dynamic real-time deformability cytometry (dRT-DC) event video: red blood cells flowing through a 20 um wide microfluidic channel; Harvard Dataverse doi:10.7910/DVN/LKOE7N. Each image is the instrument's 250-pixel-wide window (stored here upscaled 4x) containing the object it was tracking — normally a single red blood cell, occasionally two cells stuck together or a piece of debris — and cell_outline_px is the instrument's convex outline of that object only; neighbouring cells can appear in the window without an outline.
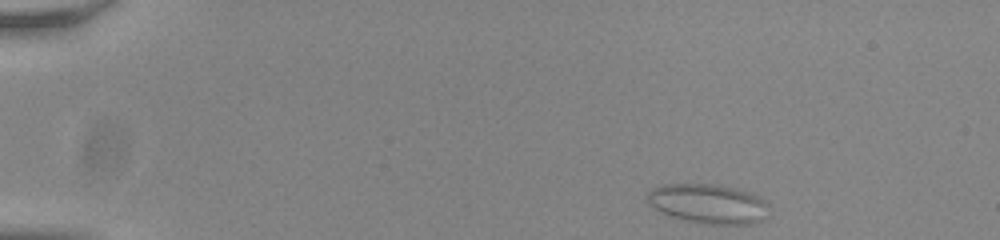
{"species": "common noctule bat (a hibernating species)", "species_latin": "Nyctalus noctula", "temperature_condition": "room temperature", "stored_images_in_passage": 48, "camera_frame_rate_fps": 3000, "um_per_image_px": 0.085, "animal": {"sex": "male", "body_mass_g": 20.0, "forearm_length_mm": 53.3}, "frame": {"image": 1, "passage_image": 1, "time_ms": 0.0, "image_size_px": [1000, 240], "cell_outline_px": [[768, 204], [764, 220], [752, 224], [712, 224], [688, 220], [672, 216], [656, 208], [648, 200], [648, 192], [652, 188], [664, 184], [712, 184], [736, 188], [748, 192], [764, 200]], "centroid_in_image_um": [60.24, 17.31], "position_along_channel_um": 24.8, "area_um2": 27.46}}
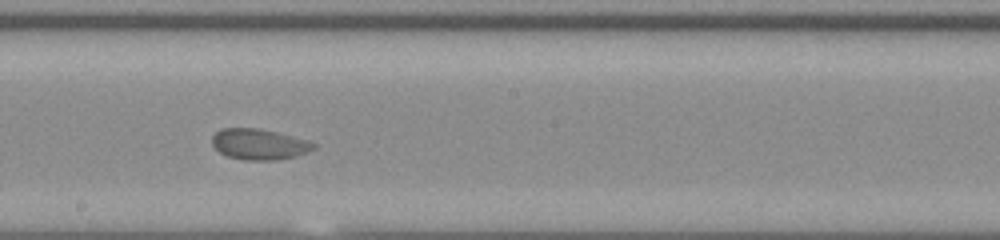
{"frame": {"image": 2, "passage_image": 25, "time_ms": 8.0, "image_size_px": [1000, 240], "cell_outline_px": [[316, 148], [308, 152], [296, 156], [276, 160], [244, 160], [228, 156], [220, 152], [212, 144], [212, 136], [220, 128], [260, 128], [308, 140], [316, 144]], "centroid_in_image_um": [22.04, 12.26], "position_along_channel_um": 226.2, "area_um2": 18.26}}
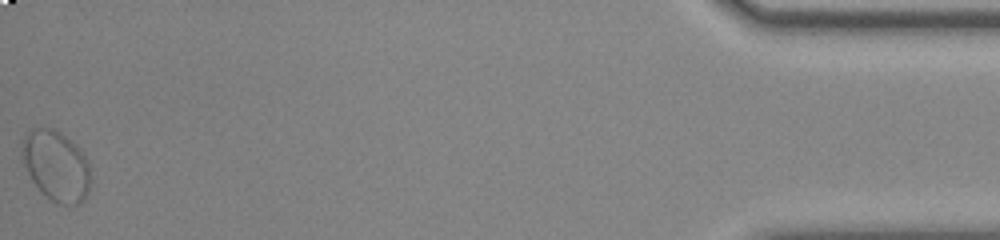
{"frame": {"image": 3, "passage_image": 48, "time_ms": 15.667, "image_size_px": [1000, 240], "cell_outline_px": [[88, 192], [84, 200], [76, 204], [56, 204], [32, 180], [20, 160], [20, 152], [24, 136], [32, 128], [48, 128], [60, 132], [84, 156], [88, 164]], "centroid_in_image_um": [4.7, 14.09], "position_along_channel_um": 430.5, "area_um2": 27.4}}